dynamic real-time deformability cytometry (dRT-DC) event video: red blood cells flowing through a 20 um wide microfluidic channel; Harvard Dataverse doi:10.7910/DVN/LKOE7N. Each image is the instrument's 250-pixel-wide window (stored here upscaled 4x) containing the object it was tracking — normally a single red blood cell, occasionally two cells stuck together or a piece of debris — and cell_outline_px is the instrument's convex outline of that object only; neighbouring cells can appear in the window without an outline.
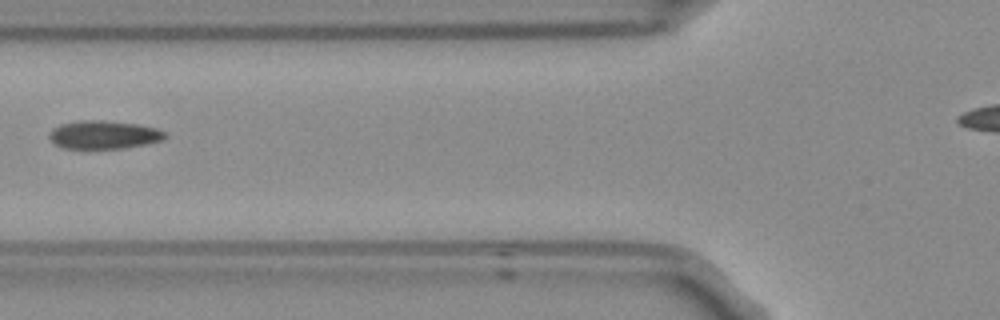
{"species": "Egyptian fruit bat (a non-hibernating species)", "species_latin": "Rousettus aegyptiacus", "temperature_condition": "room temperature", "stored_images_in_passage": 4, "camera_frame_rate_fps": 3000, "um_per_image_px": 0.085, "frame": {"image": 1, "passage_image": 4, "time_ms": 1.0, "image_size_px": [1000, 320], "cell_outline_px": [[168, 136], [164, 140], [124, 148], [64, 148], [56, 144], [48, 136], [52, 128], [60, 124], [80, 120], [104, 120], [140, 124], [156, 128], [164, 132]], "centroid_in_image_um": [8.84, 11.44], "position_along_channel_um": 117.0, "area_um2": 19.07}}